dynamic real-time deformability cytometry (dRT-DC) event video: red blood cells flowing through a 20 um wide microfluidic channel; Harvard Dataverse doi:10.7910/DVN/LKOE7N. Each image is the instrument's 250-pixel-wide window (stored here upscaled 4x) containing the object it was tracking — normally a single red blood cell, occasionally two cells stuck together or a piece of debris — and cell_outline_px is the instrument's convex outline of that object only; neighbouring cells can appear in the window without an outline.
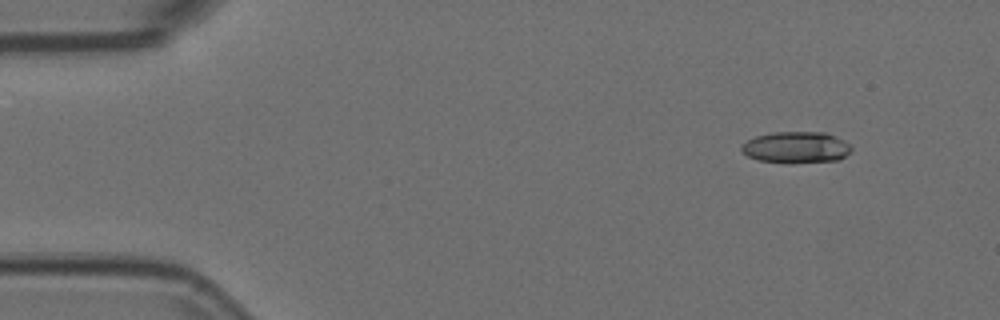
{"species": "Egyptian fruit bat (a non-hibernating species)", "species_latin": "Rousettus aegyptiacus", "temperature_condition": "room temperature", "stored_images_in_passage": 5, "camera_frame_rate_fps": 3000, "um_per_image_px": 0.085, "animal": {"sex": "female"}, "frame": {"image": 1, "passage_image": 2, "time_ms": 0.333, "image_size_px": [1000, 320], "cell_outline_px": [[852, 152], [840, 160], [760, 160], [748, 156], [740, 148], [748, 140], [756, 136], [772, 132], [824, 132], [844, 140], [852, 148]], "centroid_in_image_um": [67.72, 12.47], "position_along_channel_um": 17.3, "area_um2": 19.13}}
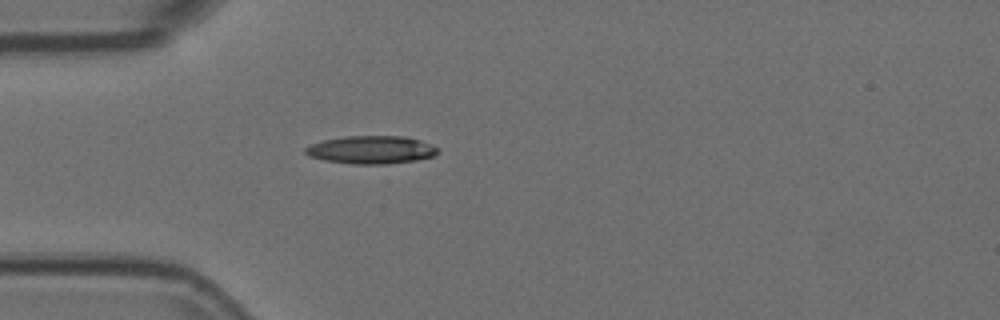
{"frame": {"image": 2, "passage_image": 5, "time_ms": 1.333, "image_size_px": [1000, 320], "cell_outline_px": [[440, 152], [432, 156], [416, 160], [384, 164], [352, 164], [324, 160], [308, 156], [304, 152], [304, 148], [312, 144], [324, 140], [344, 136], [404, 136], [420, 140], [432, 144], [440, 148]], "centroid_in_image_um": [31.57, 12.73], "position_along_channel_um": 53.4, "area_um2": 21.68}}